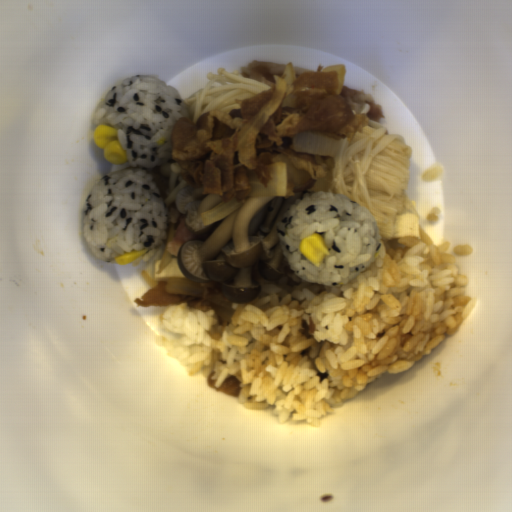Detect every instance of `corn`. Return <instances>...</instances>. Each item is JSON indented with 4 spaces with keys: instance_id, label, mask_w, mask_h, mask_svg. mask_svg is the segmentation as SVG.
I'll return each mask as SVG.
<instances>
[{
    "instance_id": "obj_1",
    "label": "corn",
    "mask_w": 512,
    "mask_h": 512,
    "mask_svg": "<svg viewBox=\"0 0 512 512\" xmlns=\"http://www.w3.org/2000/svg\"><path fill=\"white\" fill-rule=\"evenodd\" d=\"M119 130L106 124L98 125L93 133V144L102 150L105 161L113 165H124L128 158L118 141Z\"/></svg>"
},
{
    "instance_id": "obj_3",
    "label": "corn",
    "mask_w": 512,
    "mask_h": 512,
    "mask_svg": "<svg viewBox=\"0 0 512 512\" xmlns=\"http://www.w3.org/2000/svg\"><path fill=\"white\" fill-rule=\"evenodd\" d=\"M148 250L142 249L140 251L132 250L131 252H125L124 254H121L117 257H114L115 263L119 265H127L134 261L135 259L141 257L142 255L146 254Z\"/></svg>"
},
{
    "instance_id": "obj_2",
    "label": "corn",
    "mask_w": 512,
    "mask_h": 512,
    "mask_svg": "<svg viewBox=\"0 0 512 512\" xmlns=\"http://www.w3.org/2000/svg\"><path fill=\"white\" fill-rule=\"evenodd\" d=\"M298 251L316 267H320L323 259L331 254L323 236L318 232L301 239Z\"/></svg>"
}]
</instances>
